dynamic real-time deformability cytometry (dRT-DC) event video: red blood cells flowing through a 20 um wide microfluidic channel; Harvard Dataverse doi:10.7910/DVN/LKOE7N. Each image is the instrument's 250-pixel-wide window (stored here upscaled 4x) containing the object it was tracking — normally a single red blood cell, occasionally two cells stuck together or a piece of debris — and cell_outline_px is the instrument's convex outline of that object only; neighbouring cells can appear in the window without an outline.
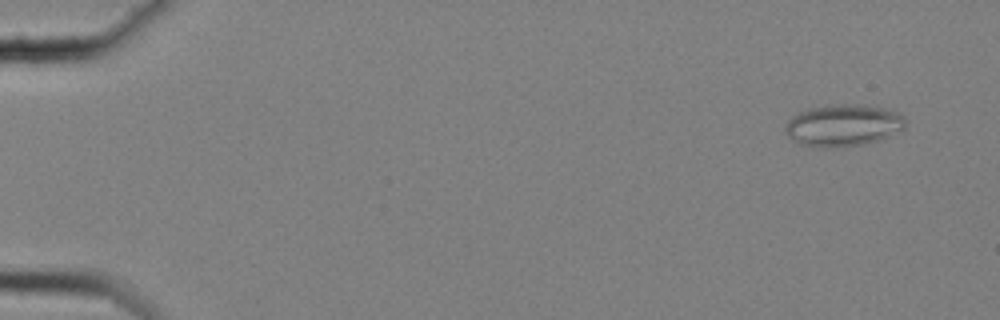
{"species": "common noctule bat (a hibernating species)", "species_latin": "Nyctalus noctula", "temperature_condition": "cold", "stored_images_in_passage": 44, "camera_frame_rate_fps": 3000, "um_per_image_px": 0.085, "animal": {"sex": "female", "body_mass_g": 25.1}, "frame": {"image": 1, "passage_image": 2, "time_ms": 0.333, "image_size_px": [1000, 320], "cell_outline_px": [[904, 128], [880, 140], [864, 144], [832, 148], [820, 148], [796, 144], [784, 132], [784, 128], [788, 120], [792, 116], [808, 108], [828, 104], [856, 104], [884, 108], [900, 112], [904, 116]], "centroid_in_image_um": [71.62, 10.66], "position_along_channel_um": 13.4, "area_um2": 29.77}}
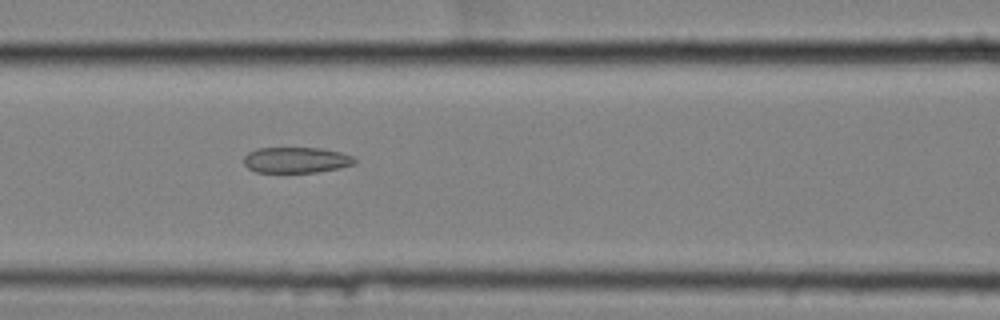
{"frame": {"image": 2, "passage_image": 25, "time_ms": 8.0, "image_size_px": [1000, 320], "cell_outline_px": [[356, 164], [340, 168], [316, 172], [256, 172], [248, 168], [244, 164], [244, 156], [248, 152], [256, 148], [320, 148], [340, 152], [352, 156], [356, 160]], "centroid_in_image_um": [25.17, 13.6], "position_along_channel_um": 141.4, "area_um2": 16.7}}
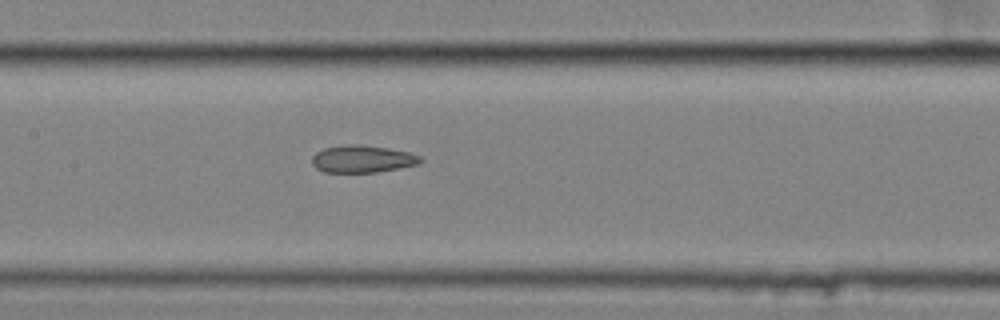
{"frame": {"image": 3, "passage_image": 28, "time_ms": 9.0, "image_size_px": [1000, 320], "cell_outline_px": [[424, 160], [420, 164], [376, 172], [324, 172], [316, 168], [312, 164], [312, 156], [316, 152], [324, 148], [352, 144], [360, 144], [388, 148], [408, 152], [420, 156]], "centroid_in_image_um": [30.81, 13.51], "position_along_channel_um": 176.6, "area_um2": 17.22}}